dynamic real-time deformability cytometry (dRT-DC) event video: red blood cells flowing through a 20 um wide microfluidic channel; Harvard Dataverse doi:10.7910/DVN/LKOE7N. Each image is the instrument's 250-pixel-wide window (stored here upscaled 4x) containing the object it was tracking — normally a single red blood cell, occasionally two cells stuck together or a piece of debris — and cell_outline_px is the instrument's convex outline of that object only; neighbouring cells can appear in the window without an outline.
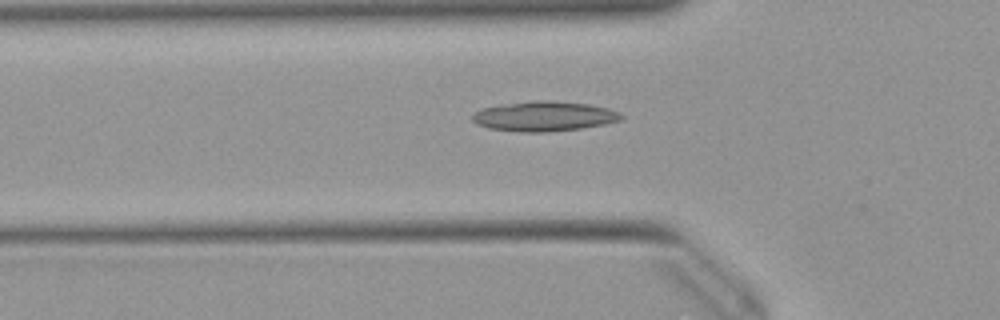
{"species": "Egyptian fruit bat (a non-hibernating species)", "species_latin": "Rousettus aegyptiacus", "temperature_condition": "warm", "stored_images_in_passage": 37, "camera_frame_rate_fps": 3000, "um_per_image_px": 0.085, "animal": {"sex": "female"}, "frame": {"image": 1, "passage_image": 3, "time_ms": 0.667, "image_size_px": [1000, 320], "cell_outline_px": [[624, 116], [620, 120], [604, 124], [580, 128], [548, 132], [516, 132], [488, 128], [476, 124], [472, 120], [472, 116], [476, 112], [484, 108], [504, 104], [532, 100], [544, 100], [588, 104], [608, 108], [620, 112]], "centroid_in_image_um": [46.25, 9.89], "position_along_channel_um": 79.6, "area_um2": 25.84}}
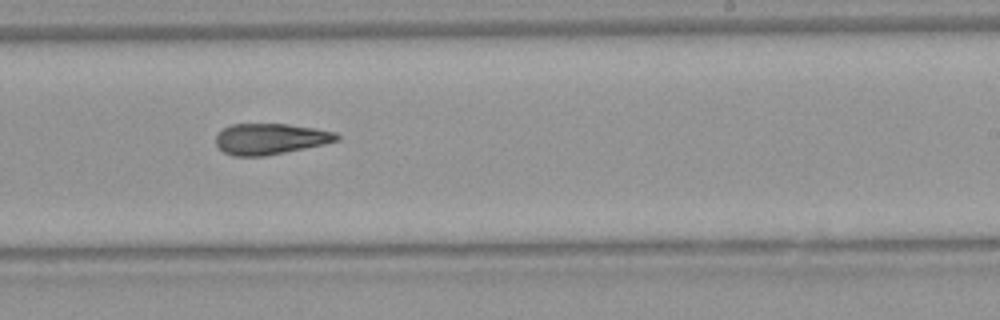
{"frame": {"image": 2, "passage_image": 17, "time_ms": 5.333, "image_size_px": [1000, 320], "cell_outline_px": [[340, 140], [324, 144], [264, 156], [232, 156], [224, 152], [216, 144], [216, 136], [224, 128], [232, 124], [288, 124], [316, 128], [336, 132], [340, 136]], "centroid_in_image_um": [23.0, 11.8], "position_along_channel_um": 266.0, "area_um2": 21.73}}
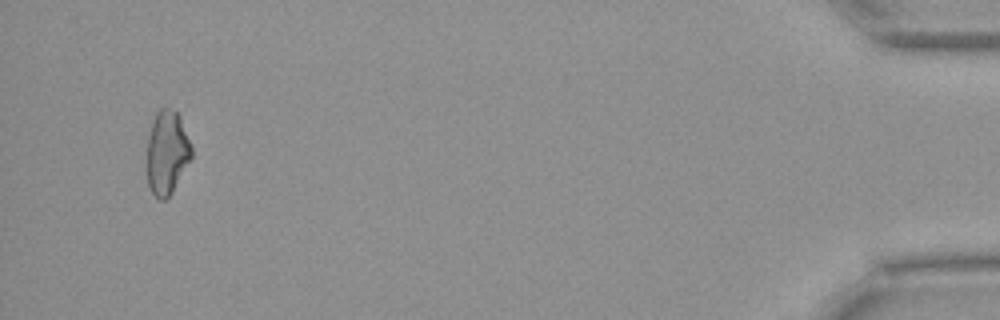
{"frame": {"image": 3, "passage_image": 35, "time_ms": 11.333, "image_size_px": [1000, 320], "cell_outline_px": [[192, 156], [172, 192], [164, 200], [160, 200], [152, 192], [148, 184], [148, 136], [156, 112], [160, 108], [168, 108], [176, 112], [180, 116], [192, 144]], "centroid_in_image_um": [14.21, 12.94], "position_along_channel_um": 421.0, "area_um2": 21.5}, "authors_computed_cell_mechanics": {"area_um2": 22.3108, "velocity_mm_per_s": 3.9966, "shape_relaxation_time_tau1_ms": null, "shape_relaxation_time_tau2_ms": 9.4496, "deformation_change_tau1": null, "deformation_change_tau2": 0.2409}}